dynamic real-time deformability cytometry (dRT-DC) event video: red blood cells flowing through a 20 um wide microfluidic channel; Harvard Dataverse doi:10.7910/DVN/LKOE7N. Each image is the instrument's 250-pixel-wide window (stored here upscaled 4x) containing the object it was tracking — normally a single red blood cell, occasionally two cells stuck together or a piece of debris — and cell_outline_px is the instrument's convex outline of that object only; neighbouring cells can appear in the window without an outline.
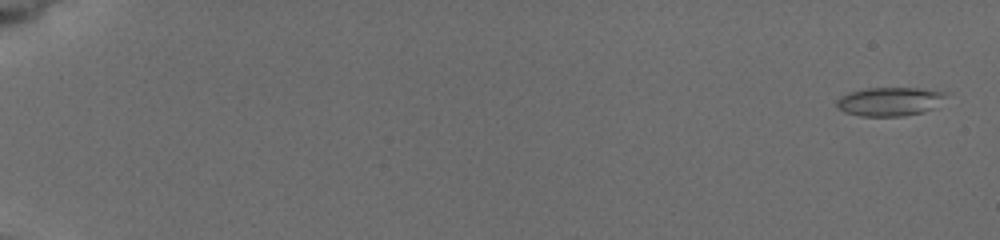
{"species": "common noctule bat (a hibernating species)", "species_latin": "Nyctalus noctula", "temperature_condition": "cold", "stored_images_in_passage": 9, "camera_frame_rate_fps": 3000, "um_per_image_px": 0.085, "animal": {"sex": "female", "body_mass_g": 19.5, "forearm_length_mm": 54.1}, "frame": {"image": 1, "passage_image": 1, "time_ms": 0.0, "image_size_px": [1000, 240], "cell_outline_px": [[940, 96], [928, 108], [920, 112], [900, 116], [864, 116], [844, 112], [836, 104], [844, 96], [852, 92], [868, 88], [916, 88], [940, 92]], "centroid_in_image_um": [75.46, 8.63], "position_along_channel_um": 9.5, "area_um2": 16.82}}
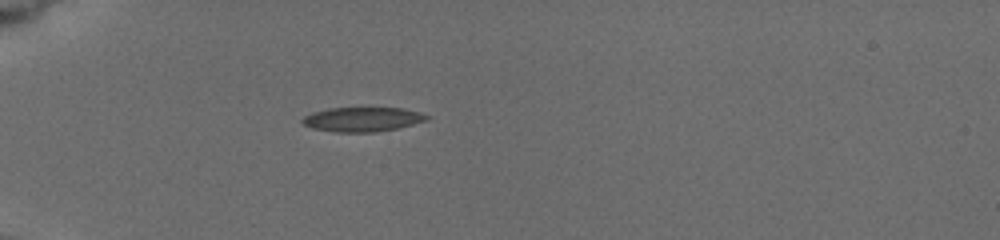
{"frame": {"image": 2, "passage_image": 7, "time_ms": 5.667, "image_size_px": [1000, 240], "cell_outline_px": [[428, 116], [424, 120], [412, 124], [396, 128], [372, 132], [336, 132], [312, 128], [304, 124], [300, 120], [304, 116], [312, 112], [328, 108], [400, 108], [416, 112]], "centroid_in_image_um": [30.7, 10.14], "position_along_channel_um": 54.3, "area_um2": 17.28}}
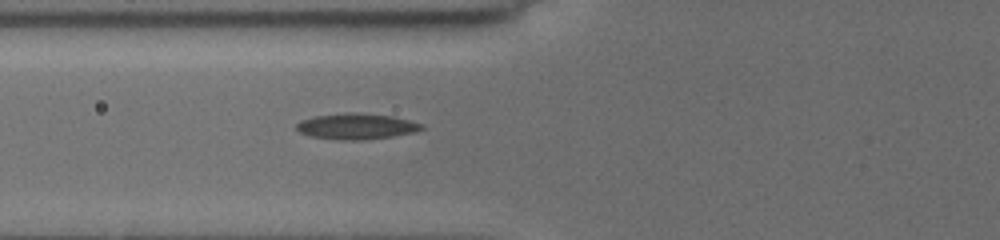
{"frame": {"image": 3, "passage_image": 9, "time_ms": 7.333, "image_size_px": [1000, 240], "cell_outline_px": [[424, 128], [412, 132], [392, 136], [360, 140], [348, 140], [312, 136], [300, 132], [296, 128], [296, 124], [304, 120], [316, 116], [348, 112], [356, 112], [392, 116], [408, 120], [420, 124]], "centroid_in_image_um": [30.29, 10.73], "position_along_channel_um": 95.5, "area_um2": 18.32}}